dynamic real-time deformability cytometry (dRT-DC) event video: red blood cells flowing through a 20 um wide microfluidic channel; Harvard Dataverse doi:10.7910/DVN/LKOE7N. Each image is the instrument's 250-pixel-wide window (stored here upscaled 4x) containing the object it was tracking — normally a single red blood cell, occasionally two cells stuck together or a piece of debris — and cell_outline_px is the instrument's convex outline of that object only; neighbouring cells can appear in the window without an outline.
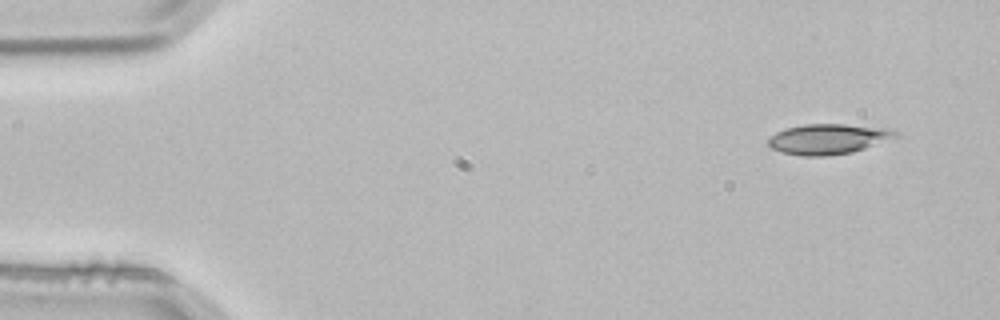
{"species": "common noctule bat (a hibernating species)", "species_latin": "Nyctalus noctula", "temperature_condition": "room temperature", "stored_images_in_passage": 3, "camera_frame_rate_fps": 3000, "um_per_image_px": 0.085, "animal": {"sex": "male", "body_mass_g": 21.5, "forearm_length_mm": 52.0}, "frame": {"image": 1, "passage_image": 1, "time_ms": 0.0, "image_size_px": [1000, 320], "cell_outline_px": [[896, 136], [864, 148], [852, 152], [828, 156], [800, 156], [780, 152], [772, 148], [768, 144], [768, 140], [776, 132], [784, 128], [804, 124], [844, 124], [888, 128], [896, 132]], "centroid_in_image_um": [70.32, 11.82], "position_along_channel_um": 14.7, "area_um2": 22.25}}
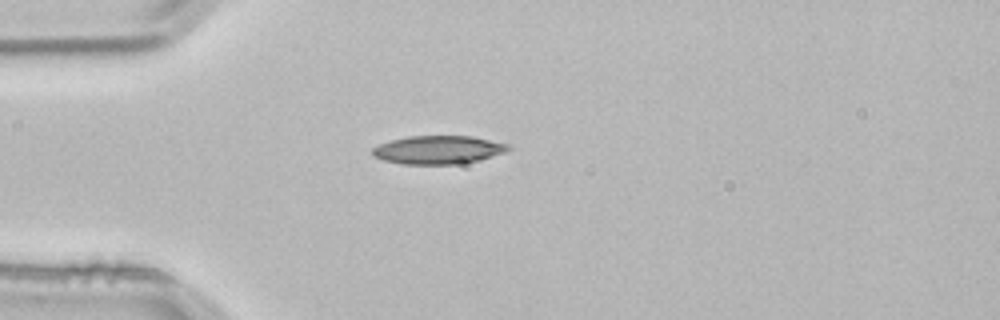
{"frame": {"image": 2, "passage_image": 3, "time_ms": 0.667, "image_size_px": [1000, 320], "cell_outline_px": [[512, 148], [504, 152], [480, 160], [452, 164], [404, 164], [384, 160], [372, 156], [372, 148], [380, 144], [392, 140], [412, 136], [472, 136], [508, 144]], "centroid_in_image_um": [37.25, 12.73], "position_along_channel_um": 47.8, "area_um2": 22.2}}